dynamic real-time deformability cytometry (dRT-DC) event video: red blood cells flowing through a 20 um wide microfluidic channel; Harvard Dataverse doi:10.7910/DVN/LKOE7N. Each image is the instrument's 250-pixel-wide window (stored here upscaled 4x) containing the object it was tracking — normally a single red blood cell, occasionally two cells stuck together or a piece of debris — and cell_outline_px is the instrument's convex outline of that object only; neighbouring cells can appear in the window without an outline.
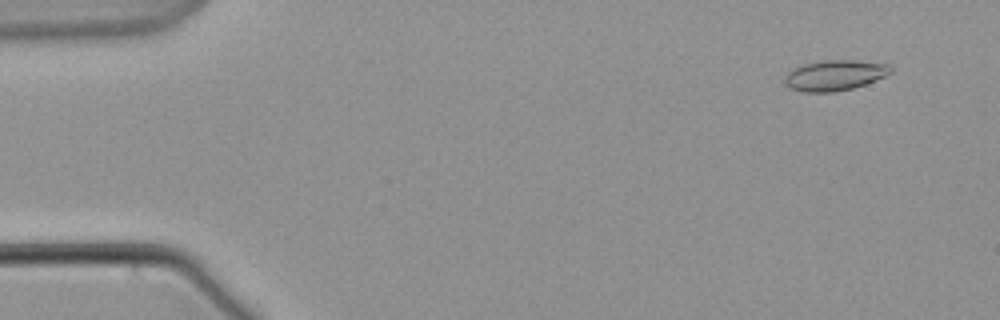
{"species": "common noctule bat (a hibernating species)", "species_latin": "Nyctalus noctula", "temperature_condition": "warm", "stored_images_in_passage": 60, "camera_frame_rate_fps": 3000, "um_per_image_px": 0.085, "animal": {"sex": "male", "body_mass_g": 21.5, "forearm_length_mm": 52.0}, "frame": {"image": 1, "passage_image": 5, "time_ms": 1.333, "image_size_px": [1000, 320], "cell_outline_px": [[892, 72], [876, 80], [852, 88], [836, 92], [804, 92], [792, 88], [784, 80], [784, 76], [788, 72], [804, 64], [824, 60], [852, 60], [888, 64], [892, 68]], "centroid_in_image_um": [70.97, 6.4], "position_along_channel_um": 14.0, "area_um2": 18.55}}
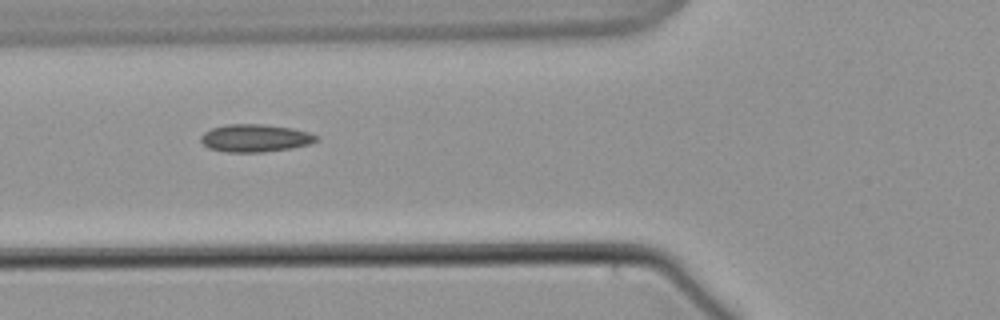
{"frame": {"image": 2, "passage_image": 23, "time_ms": 7.333, "image_size_px": [1000, 320], "cell_outline_px": [[316, 140], [308, 144], [288, 148], [264, 152], [228, 152], [208, 148], [200, 140], [200, 136], [204, 132], [212, 128], [228, 124], [260, 124], [292, 128], [308, 132], [316, 136]], "centroid_in_image_um": [21.63, 11.73], "position_along_channel_um": 104.2, "area_um2": 18.32}}
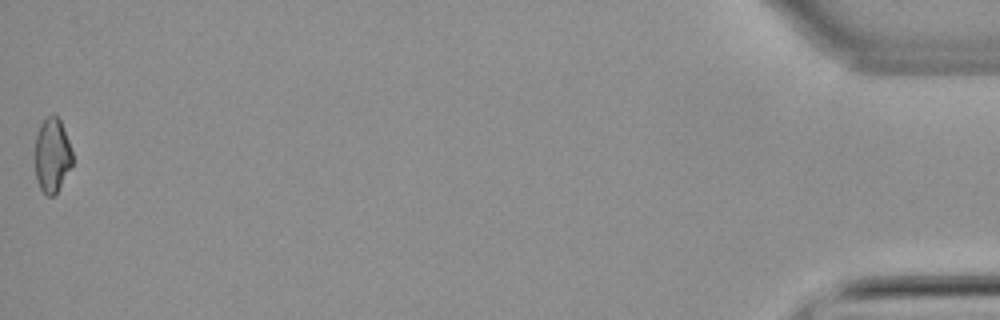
{"frame": {"image": 3, "passage_image": 60, "time_ms": 19.667, "image_size_px": [1000, 320], "cell_outline_px": [[72, 164], [56, 192], [52, 196], [48, 196], [40, 188], [36, 180], [36, 136], [40, 124], [52, 112], [60, 120], [68, 140], [72, 152]], "centroid_in_image_um": [4.42, 13.17], "position_along_channel_um": 430.8, "area_um2": 15.84}}